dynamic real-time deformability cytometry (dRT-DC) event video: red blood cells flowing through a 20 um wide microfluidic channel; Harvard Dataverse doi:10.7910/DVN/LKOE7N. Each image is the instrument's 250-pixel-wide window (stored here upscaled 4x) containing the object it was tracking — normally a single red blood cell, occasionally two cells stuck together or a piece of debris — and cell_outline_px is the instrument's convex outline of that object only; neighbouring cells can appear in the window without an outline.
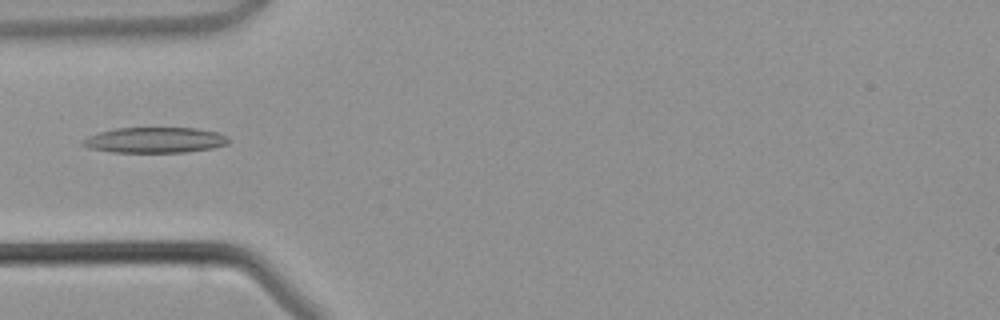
{"species": "common noctule bat (a hibernating species)", "species_latin": "Nyctalus noctula", "temperature_condition": "warm", "stored_images_in_passage": 4, "camera_frame_rate_fps": 3000, "um_per_image_px": 0.085, "animal": {"sex": "male", "body_mass_g": 21.5, "forearm_length_mm": 52.0}, "frame": {"image": 1, "passage_image": 2, "time_ms": 0.333, "image_size_px": [1000, 320], "cell_outline_px": [[228, 144], [212, 148], [184, 152], [112, 152], [88, 148], [80, 140], [88, 136], [100, 132], [116, 128], [196, 128], [216, 132], [228, 136]], "centroid_in_image_um": [13.16, 11.9], "position_along_channel_um": 71.8, "area_um2": 21.62}}